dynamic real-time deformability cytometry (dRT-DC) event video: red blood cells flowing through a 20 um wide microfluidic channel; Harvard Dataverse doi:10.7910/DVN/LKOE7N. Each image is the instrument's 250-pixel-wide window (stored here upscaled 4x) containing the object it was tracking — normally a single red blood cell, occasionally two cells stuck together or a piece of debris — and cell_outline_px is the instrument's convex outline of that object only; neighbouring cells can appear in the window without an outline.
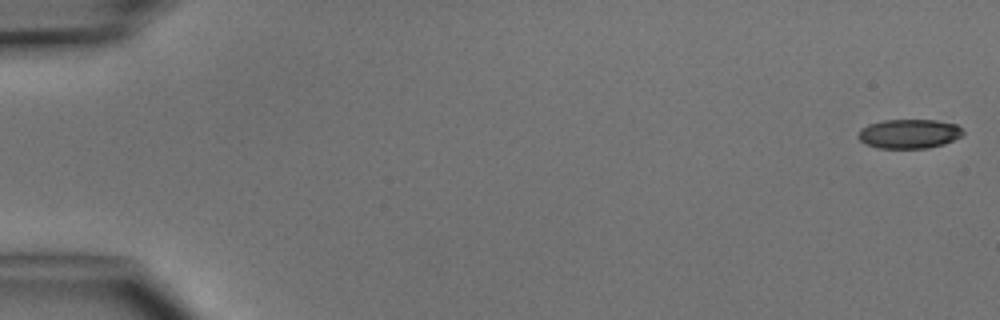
{"species": "common noctule bat (a hibernating species)", "species_latin": "Nyctalus noctula", "temperature_condition": "cold", "stored_images_in_passage": 3, "camera_frame_rate_fps": 3000, "um_per_image_px": 0.085, "animal": {"sex": "male", "body_mass_g": 15.6}, "frame": {"image": 1, "passage_image": 1, "time_ms": 0.0, "image_size_px": [1000, 320], "cell_outline_px": [[964, 132], [960, 136], [944, 144], [928, 148], [880, 148], [868, 144], [860, 140], [856, 136], [860, 128], [868, 124], [884, 120], [936, 120], [956, 124]], "centroid_in_image_um": [77.24, 11.36], "position_along_channel_um": 7.8, "area_um2": 17.8}}